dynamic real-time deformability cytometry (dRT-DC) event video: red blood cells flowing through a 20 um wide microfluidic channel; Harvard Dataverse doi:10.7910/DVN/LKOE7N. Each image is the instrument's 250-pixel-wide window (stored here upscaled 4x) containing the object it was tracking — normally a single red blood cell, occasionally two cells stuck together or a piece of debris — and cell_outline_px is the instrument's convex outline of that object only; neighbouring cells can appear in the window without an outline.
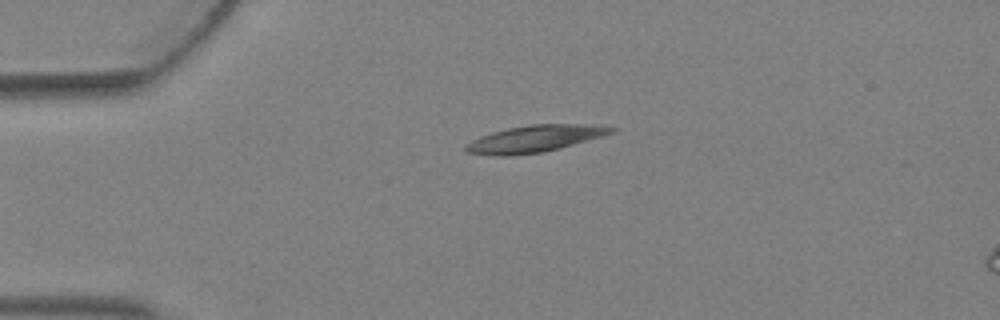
{"species": "Egyptian fruit bat (a non-hibernating species)", "species_latin": "Rousettus aegyptiacus", "temperature_condition": "warm", "stored_images_in_passage": 2, "camera_frame_rate_fps": 3000, "um_per_image_px": 0.085, "animal": {"sex": "female"}, "frame": {"image": 1, "passage_image": 2, "time_ms": 0.333, "image_size_px": [1000, 320], "cell_outline_px": [[620, 128], [616, 132], [560, 148], [540, 152], [508, 156], [496, 156], [464, 152], [464, 144], [480, 136], [492, 132], [508, 128], [532, 124], [604, 124]], "centroid_in_image_um": [45.5, 11.78], "position_along_channel_um": 39.5, "area_um2": 23.06}}